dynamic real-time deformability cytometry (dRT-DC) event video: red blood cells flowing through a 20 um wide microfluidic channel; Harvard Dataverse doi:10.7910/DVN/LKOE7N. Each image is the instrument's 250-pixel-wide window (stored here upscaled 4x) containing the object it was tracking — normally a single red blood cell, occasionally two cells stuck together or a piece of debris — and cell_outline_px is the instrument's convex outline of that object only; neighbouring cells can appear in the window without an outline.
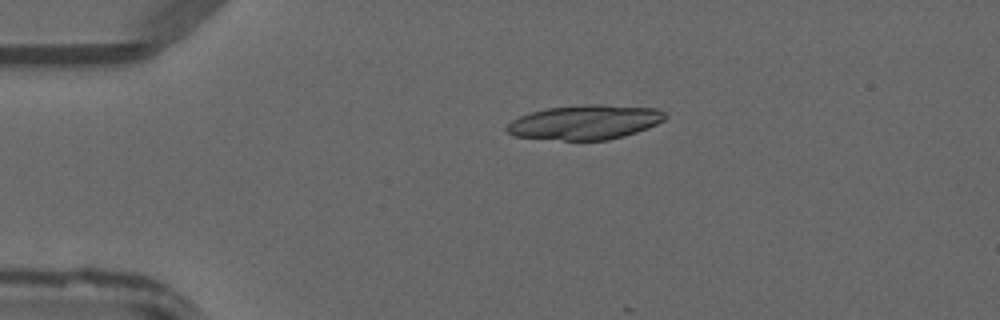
{"species": "common noctule bat (a hibernating species)", "species_latin": "Nyctalus noctula", "temperature_condition": "warm", "stored_images_in_passage": 13, "camera_frame_rate_fps": 3000, "um_per_image_px": 0.085, "animal": {"sex": "male", "forearm_length_mm": 52.5}, "frame": {"image": 1, "passage_image": 10, "time_ms": 3.0, "image_size_px": [1000, 320], "cell_outline_px": [[668, 116], [664, 120], [648, 128], [624, 136], [608, 140], [564, 140], [512, 136], [504, 128], [512, 120], [520, 116], [532, 112], [548, 108], [584, 104], [604, 104], [656, 108], [664, 112]], "centroid_in_image_um": [49.74, 10.38], "position_along_channel_um": 35.3, "area_um2": 31.91}}